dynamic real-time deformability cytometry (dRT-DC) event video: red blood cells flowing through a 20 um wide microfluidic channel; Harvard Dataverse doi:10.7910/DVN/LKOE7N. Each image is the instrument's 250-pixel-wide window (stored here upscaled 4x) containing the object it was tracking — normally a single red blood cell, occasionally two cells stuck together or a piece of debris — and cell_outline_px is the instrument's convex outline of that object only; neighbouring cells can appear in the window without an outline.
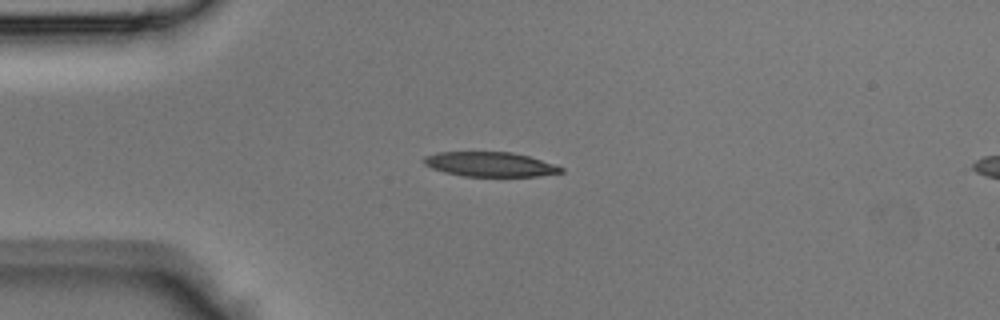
{"species": "Egyptian fruit bat (a non-hibernating species)", "species_latin": "Rousettus aegyptiacus", "temperature_condition": "room temperature", "stored_images_in_passage": 34, "camera_frame_rate_fps": 3000, "um_per_image_px": 0.085, "animal": {"sex": "male"}, "frame": {"image": 1, "passage_image": 1, "time_ms": 0.0, "image_size_px": [1000, 320], "cell_outline_px": [[564, 172], [540, 176], [464, 176], [444, 172], [432, 168], [424, 164], [424, 156], [436, 152], [512, 152], [528, 156], [564, 168]], "centroid_in_image_um": [41.64, 13.96], "position_along_channel_um": 43.4, "area_um2": 19.54}}
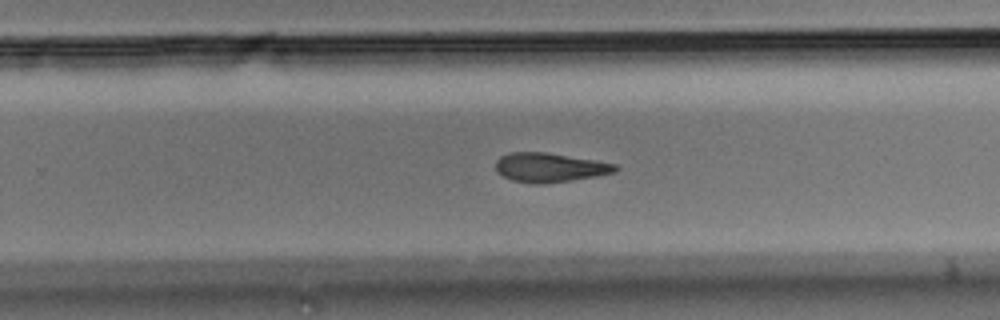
{"frame": {"image": 2, "passage_image": 18, "time_ms": 5.667, "image_size_px": [1000, 320], "cell_outline_px": [[620, 168], [616, 172], [596, 176], [572, 180], [544, 184], [532, 184], [512, 180], [496, 172], [496, 160], [500, 156], [508, 152], [548, 152], [596, 160], [616, 164]], "centroid_in_image_um": [46.73, 14.23], "position_along_channel_um": 283.1, "area_um2": 20.63}}
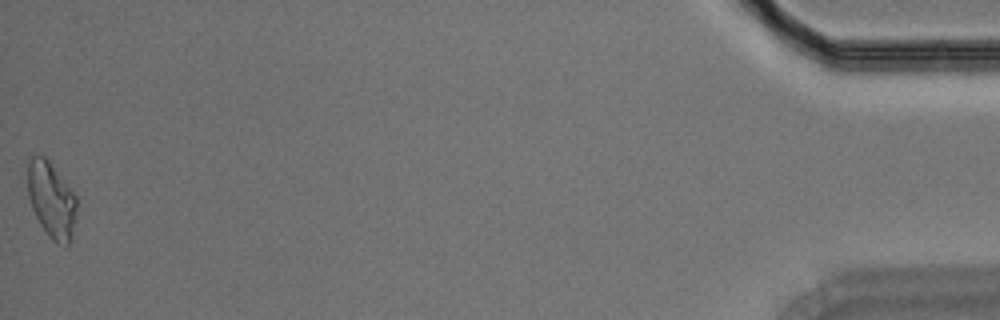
{"frame": {"image": 3, "passage_image": 34, "time_ms": 11.0, "image_size_px": [1000, 320], "cell_outline_px": [[76, 220], [68, 244], [52, 240], [48, 236], [40, 224], [32, 208], [28, 196], [28, 160], [32, 156], [44, 156], [48, 160], [76, 196]], "centroid_in_image_um": [4.36, 16.97], "position_along_channel_um": 430.8, "area_um2": 21.21}}